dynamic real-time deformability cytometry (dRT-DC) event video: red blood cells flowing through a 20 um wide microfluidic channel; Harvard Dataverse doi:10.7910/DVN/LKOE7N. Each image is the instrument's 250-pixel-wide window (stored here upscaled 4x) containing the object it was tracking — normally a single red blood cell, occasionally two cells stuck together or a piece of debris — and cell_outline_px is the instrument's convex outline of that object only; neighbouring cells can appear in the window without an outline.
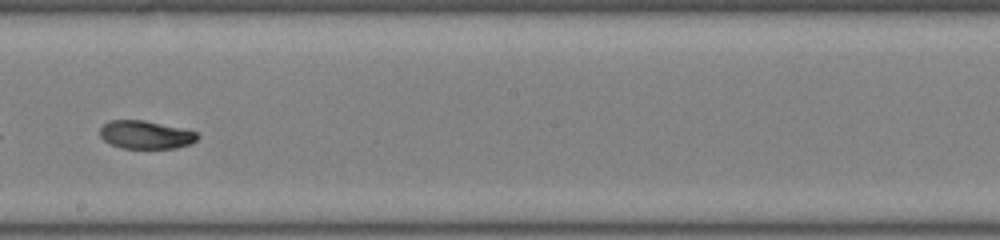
{"species": "common noctule bat (a hibernating species)", "species_latin": "Nyctalus noctula", "temperature_condition": "room temperature", "stored_images_in_passage": 36, "segment_of_instrument_passage": [2, 2], "camera_frame_rate_fps": 3000, "um_per_image_px": 0.085, "animal": {"sex": "male", "body_mass_g": 19.0, "forearm_length_mm": 50.8}, "frame": {"image": 1, "passage_image": 24, "time_ms": 7.667, "image_size_px": [1000, 240], "cell_outline_px": [[200, 136], [192, 144], [176, 148], [120, 148], [104, 140], [100, 136], [100, 128], [108, 120], [144, 120], [180, 128], [196, 132]], "centroid_in_image_um": [12.38, 11.46], "position_along_channel_um": 235.8, "area_um2": 15.95}}
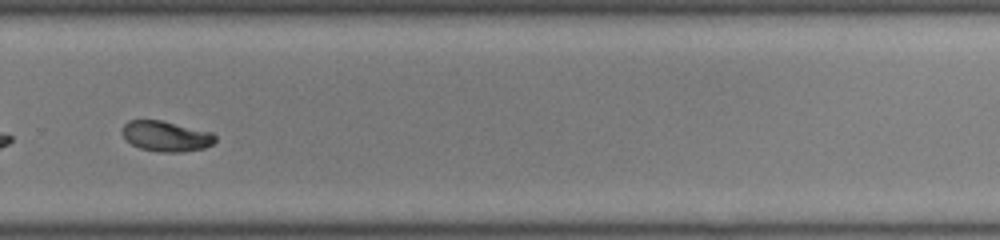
{"frame": {"image": 2, "passage_image": 30, "time_ms": 9.667, "image_size_px": [1000, 240], "cell_outline_px": [[216, 140], [212, 144], [204, 148], [180, 152], [156, 152], [140, 148], [124, 140], [120, 132], [120, 128], [128, 120], [160, 120], [212, 132], [216, 136]], "centroid_in_image_um": [14.05, 11.58], "position_along_channel_um": 315.7, "area_um2": 16.7}}
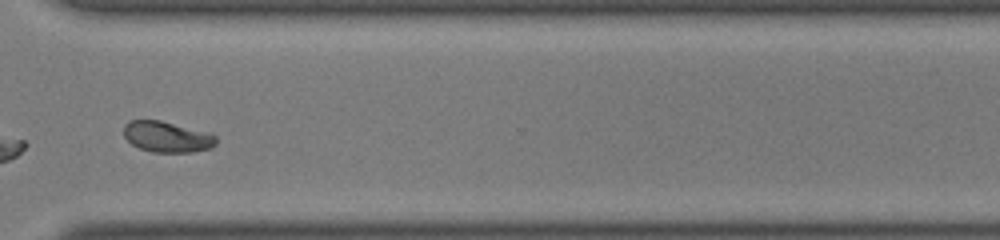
{"frame": {"image": 3, "passage_image": 33, "time_ms": 10.667, "image_size_px": [1000, 240], "cell_outline_px": [[216, 144], [212, 148], [192, 152], [152, 152], [140, 148], [132, 144], [124, 136], [124, 124], [128, 120], [160, 120], [216, 136]], "centroid_in_image_um": [14.15, 11.64], "position_along_channel_um": 356.5, "area_um2": 16.3}}